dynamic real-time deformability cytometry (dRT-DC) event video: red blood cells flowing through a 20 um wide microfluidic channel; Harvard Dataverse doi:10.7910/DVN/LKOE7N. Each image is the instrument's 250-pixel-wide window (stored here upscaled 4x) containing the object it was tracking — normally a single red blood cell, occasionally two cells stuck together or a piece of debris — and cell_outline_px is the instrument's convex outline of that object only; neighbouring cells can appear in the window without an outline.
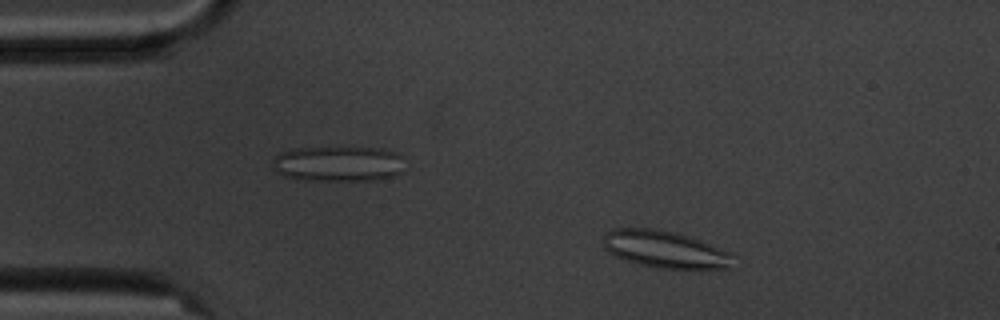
{"species": "common noctule bat (a hibernating species)", "species_latin": "Nyctalus noctula", "temperature_condition": "cold", "stored_images_in_passage": 3, "camera_frame_rate_fps": 3000, "um_per_image_px": 0.085, "animal": {"sex": "male", "body_mass_g": 20.1, "forearm_length_mm": 53.5}, "frame": {"image": 1, "passage_image": 2, "time_ms": 1.0, "image_size_px": [1000, 320], "cell_outline_px": [[736, 256], [732, 268], [656, 268], [640, 264], [616, 256], [608, 252], [604, 248], [604, 236], [608, 232], [616, 228], [652, 228], [676, 232], [700, 240], [732, 252]], "centroid_in_image_um": [56.59, 21.19], "position_along_channel_um": 28.4, "area_um2": 28.09}}